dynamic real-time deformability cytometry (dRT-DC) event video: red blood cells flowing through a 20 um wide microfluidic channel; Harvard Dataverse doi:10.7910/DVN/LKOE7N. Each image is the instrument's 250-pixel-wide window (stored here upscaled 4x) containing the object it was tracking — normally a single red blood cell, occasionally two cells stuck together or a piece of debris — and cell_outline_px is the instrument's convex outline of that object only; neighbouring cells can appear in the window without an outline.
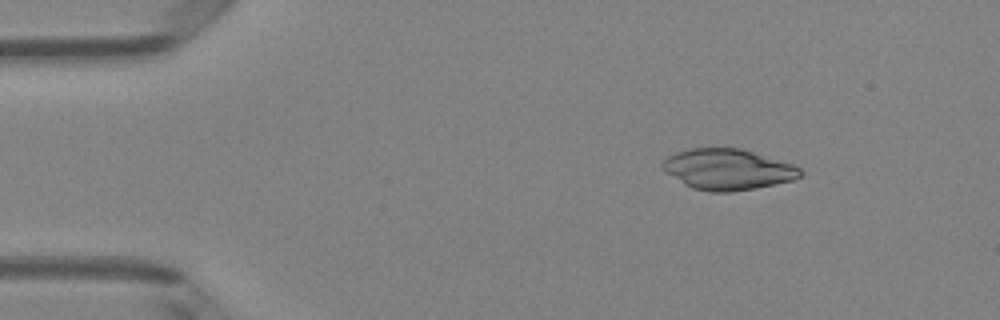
{"species": "Egyptian fruit bat (a non-hibernating species)", "species_latin": "Rousettus aegyptiacus", "temperature_condition": "room temperature", "stored_images_in_passage": 4, "camera_frame_rate_fps": 3000, "um_per_image_px": 0.085, "animal": {"sex": "female"}, "frame": {"image": 1, "passage_image": 2, "time_ms": 0.333, "image_size_px": [1000, 320], "cell_outline_px": [[804, 172], [800, 176], [792, 180], [732, 192], [712, 192], [692, 188], [684, 184], [664, 172], [660, 164], [668, 156], [676, 152], [688, 148], [744, 148], [792, 164], [800, 168]], "centroid_in_image_um": [61.82, 14.38], "position_along_channel_um": 23.2, "area_um2": 32.83}}